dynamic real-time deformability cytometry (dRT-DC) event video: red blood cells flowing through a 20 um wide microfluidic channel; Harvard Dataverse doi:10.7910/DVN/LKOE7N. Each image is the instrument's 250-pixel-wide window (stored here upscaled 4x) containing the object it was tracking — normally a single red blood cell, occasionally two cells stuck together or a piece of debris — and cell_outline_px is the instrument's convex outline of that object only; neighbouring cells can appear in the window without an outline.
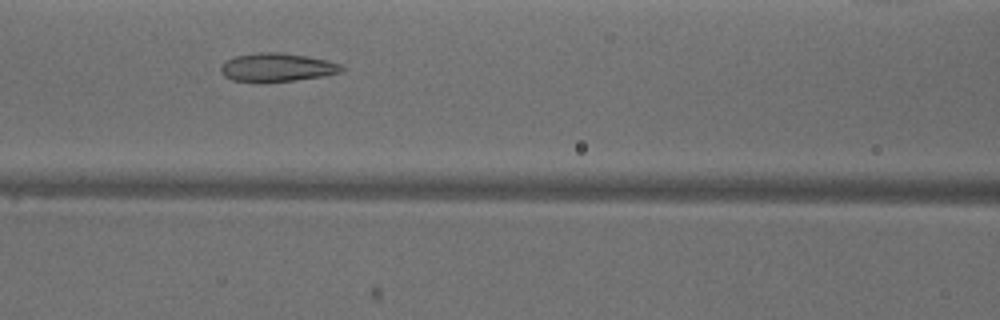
{"species": "common noctule bat (a hibernating species)", "species_latin": "Nyctalus noctula", "temperature_condition": "warm", "stored_images_in_passage": 38, "camera_frame_rate_fps": 3000, "um_per_image_px": 0.085, "animal": {"sex": "male", "body_mass_g": 18.8}, "frame": {"image": 1, "passage_image": 20, "time_ms": 6.333, "image_size_px": [1000, 320], "cell_outline_px": [[344, 68], [340, 72], [320, 76], [264, 84], [232, 80], [224, 76], [220, 72], [220, 68], [224, 60], [236, 56], [256, 52], [280, 52], [328, 60], [340, 64]], "centroid_in_image_um": [23.45, 5.74], "position_along_channel_um": 143.1, "area_um2": 20.29}}
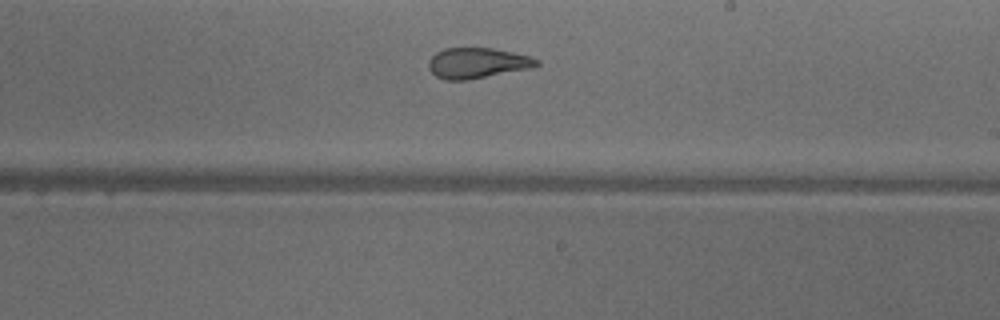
{"frame": {"image": 2, "passage_image": 28, "time_ms": 9.0, "image_size_px": [1000, 320], "cell_outline_px": [[540, 64], [532, 68], [468, 80], [444, 80], [436, 76], [428, 68], [428, 60], [436, 52], [444, 48], [492, 48], [532, 56], [540, 60]], "centroid_in_image_um": [40.58, 5.36], "position_along_channel_um": 248.4, "area_um2": 19.42}}
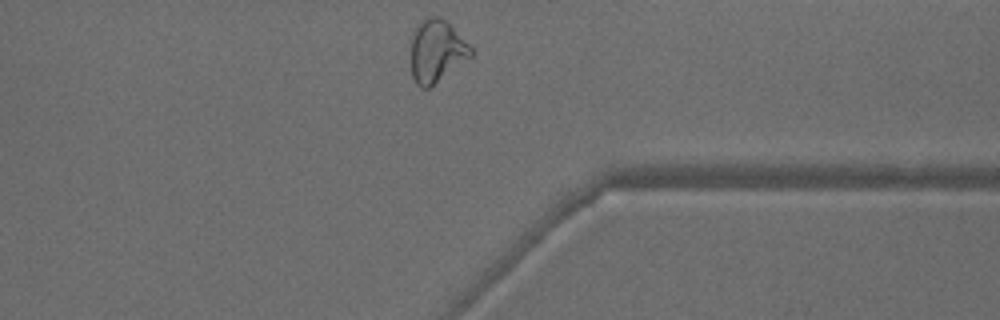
{"frame": {"image": 3, "passage_image": 38, "time_ms": 12.333, "image_size_px": [1000, 320], "cell_outline_px": [[476, 52], [472, 56], [428, 88], [420, 88], [416, 84], [412, 76], [412, 36], [420, 20], [428, 16], [440, 16]], "centroid_in_image_um": [37.11, 4.34], "position_along_channel_um": 374.3, "area_um2": 21.44}, "authors_computed_cell_mechanics": {"area_um2": 21.0681, "velocity_mm_per_s": 3.9637, "shape_relaxation_time_tau1_ms": null, "shape_relaxation_time_tau2_ms": 1.6044, "deformation_change_tau1": null, "deformation_change_tau2": 0.0929}}